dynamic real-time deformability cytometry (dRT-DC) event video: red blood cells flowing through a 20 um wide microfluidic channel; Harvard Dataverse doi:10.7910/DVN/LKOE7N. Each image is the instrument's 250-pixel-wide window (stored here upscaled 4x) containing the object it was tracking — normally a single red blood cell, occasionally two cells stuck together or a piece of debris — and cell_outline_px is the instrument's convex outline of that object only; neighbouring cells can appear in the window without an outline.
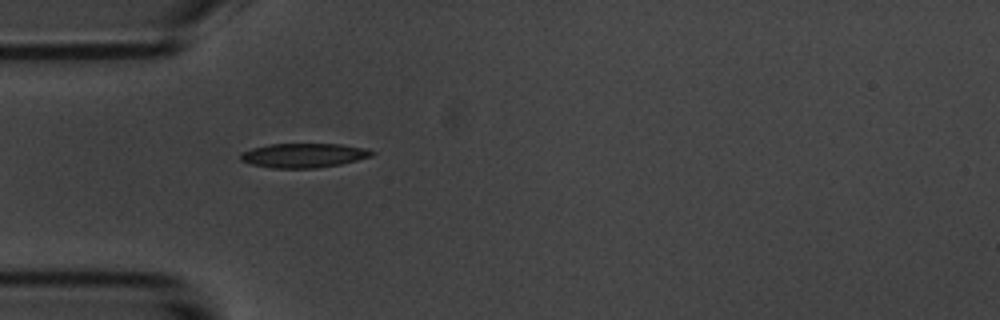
{"species": "common noctule bat (a hibernating species)", "species_latin": "Nyctalus noctula", "temperature_condition": "room temperature", "stored_images_in_passage": 6, "camera_frame_rate_fps": 3000, "um_per_image_px": 0.085, "animal": {"sex": "male", "body_mass_g": 20.1, "forearm_length_mm": 53.5}, "frame": {"image": 1, "passage_image": 6, "time_ms": 5.667, "image_size_px": [1000, 320], "cell_outline_px": [[376, 152], [372, 156], [340, 164], [316, 168], [272, 168], [252, 164], [240, 160], [240, 152], [252, 148], [268, 144], [340, 144], [368, 148]], "centroid_in_image_um": [25.81, 13.2], "position_along_channel_um": 59.2, "area_um2": 18.67}}